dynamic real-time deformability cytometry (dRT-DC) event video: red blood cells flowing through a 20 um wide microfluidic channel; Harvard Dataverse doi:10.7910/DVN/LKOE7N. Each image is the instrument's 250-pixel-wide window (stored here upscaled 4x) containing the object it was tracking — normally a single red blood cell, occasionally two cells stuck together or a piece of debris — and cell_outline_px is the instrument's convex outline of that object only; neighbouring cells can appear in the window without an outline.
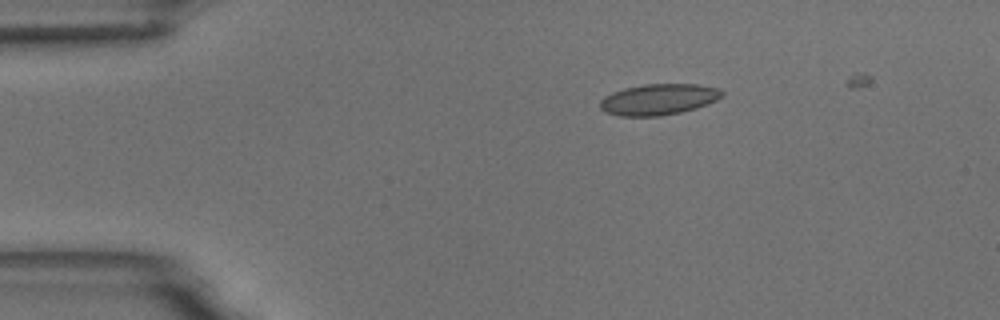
{"species": "common noctule bat (a hibernating species)", "species_latin": "Nyctalus noctula", "temperature_condition": "room temperature", "stored_images_in_passage": 38, "camera_frame_rate_fps": 3000, "um_per_image_px": 0.085, "animal": {"sex": "male", "body_mass_g": 18.8}, "frame": {"image": 1, "passage_image": 1, "time_ms": 0.0, "image_size_px": [1000, 320], "cell_outline_px": [[724, 96], [708, 104], [696, 108], [680, 112], [660, 116], [620, 116], [604, 112], [600, 108], [600, 100], [604, 96], [612, 92], [624, 88], [644, 84], [696, 84], [720, 88], [724, 92]], "centroid_in_image_um": [55.98, 8.44], "position_along_channel_um": 29.0, "area_um2": 22.25}}
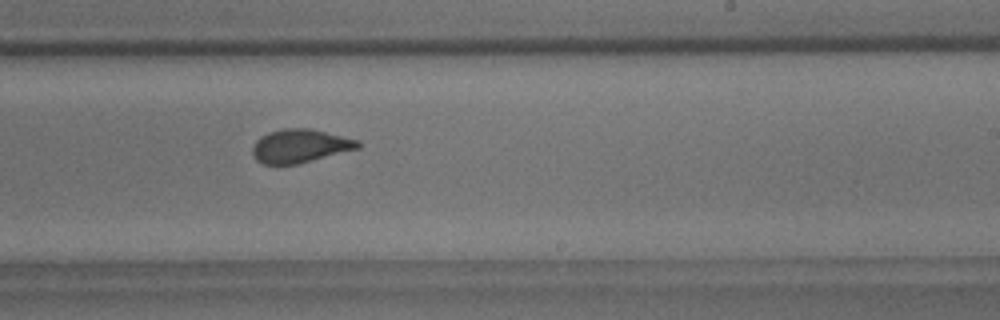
{"frame": {"image": 2, "passage_image": 24, "time_ms": 7.667, "image_size_px": [1000, 320], "cell_outline_px": [[360, 148], [296, 164], [264, 164], [256, 160], [252, 152], [252, 148], [256, 140], [260, 136], [268, 132], [284, 128], [308, 128], [360, 140]], "centroid_in_image_um": [25.49, 12.4], "position_along_channel_um": 263.5, "area_um2": 20.46}}
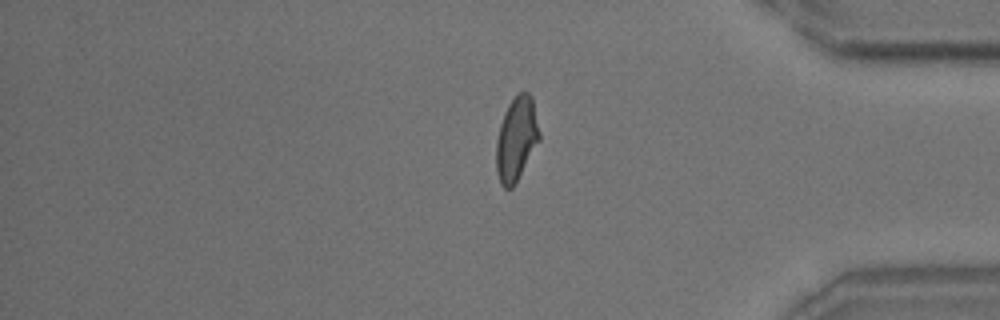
{"frame": {"image": 3, "passage_image": 36, "time_ms": 11.667, "image_size_px": [1000, 320], "cell_outline_px": [[540, 140], [516, 184], [512, 188], [504, 188], [500, 184], [496, 172], [496, 140], [500, 124], [504, 112], [508, 104], [520, 92], [528, 92], [532, 96], [540, 132]], "centroid_in_image_um": [43.89, 11.84], "position_along_channel_um": 391.3, "area_um2": 21.39}}